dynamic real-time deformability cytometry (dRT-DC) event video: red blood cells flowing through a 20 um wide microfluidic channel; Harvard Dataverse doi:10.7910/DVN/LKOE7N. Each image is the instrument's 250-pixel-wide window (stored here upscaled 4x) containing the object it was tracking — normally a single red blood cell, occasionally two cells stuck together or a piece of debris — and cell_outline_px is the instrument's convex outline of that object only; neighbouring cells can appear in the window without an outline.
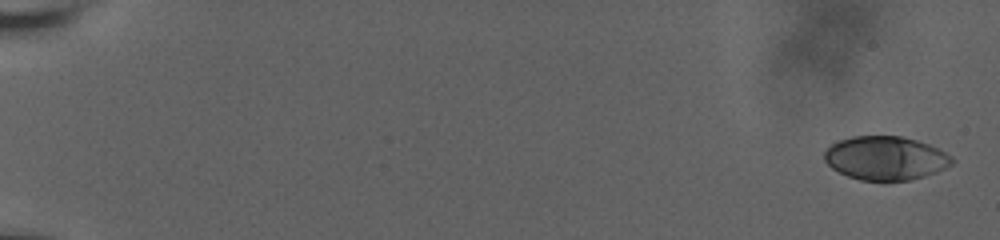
{"species": "human", "species_latin": "Homo sapiens", "temperature_condition": "room temperature", "stored_images_in_passage": 13, "camera_frame_rate_fps": 3000, "um_per_image_px": 0.085, "donor": {"sex": "male"}, "frame": {"image": 1, "passage_image": 1, "time_ms": 0.0, "image_size_px": [1000, 240], "cell_outline_px": [[952, 164], [936, 172], [924, 176], [908, 180], [860, 180], [848, 176], [832, 168], [824, 160], [824, 152], [832, 144], [840, 140], [852, 136], [900, 136], [916, 140], [928, 144], [952, 156]], "centroid_in_image_um": [75.25, 13.43], "position_along_channel_um": 9.7, "area_um2": 32.14}}
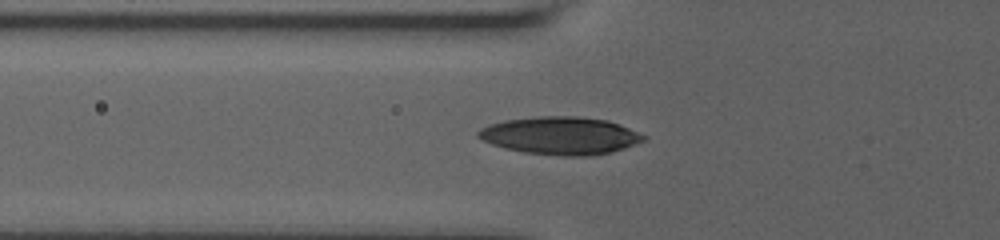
{"frame": {"image": 2, "passage_image": 11, "time_ms": 7.667, "image_size_px": [1000, 240], "cell_outline_px": [[648, 136], [644, 140], [624, 148], [612, 152], [588, 156], [560, 156], [524, 152], [504, 148], [480, 140], [476, 136], [476, 132], [480, 128], [488, 124], [504, 120], [540, 116], [580, 116], [608, 120], [620, 124]], "centroid_in_image_um": [47.61, 11.52], "position_along_channel_um": 78.2, "area_um2": 36.65}}
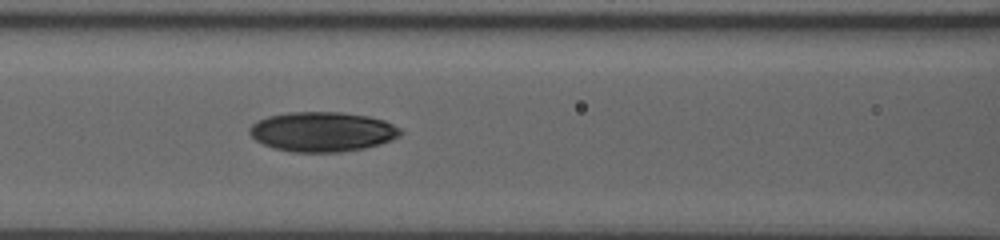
{"frame": {"image": 3, "passage_image": 13, "time_ms": 9.333, "image_size_px": [1000, 240], "cell_outline_px": [[404, 132], [400, 136], [392, 140], [380, 144], [364, 148], [340, 152], [292, 152], [276, 148], [264, 144], [256, 140], [248, 132], [248, 128], [256, 120], [268, 116], [288, 112], [340, 112], [368, 116], [384, 120], [400, 128]], "centroid_in_image_um": [27.41, 11.19], "position_along_channel_um": 139.2, "area_um2": 35.08}}